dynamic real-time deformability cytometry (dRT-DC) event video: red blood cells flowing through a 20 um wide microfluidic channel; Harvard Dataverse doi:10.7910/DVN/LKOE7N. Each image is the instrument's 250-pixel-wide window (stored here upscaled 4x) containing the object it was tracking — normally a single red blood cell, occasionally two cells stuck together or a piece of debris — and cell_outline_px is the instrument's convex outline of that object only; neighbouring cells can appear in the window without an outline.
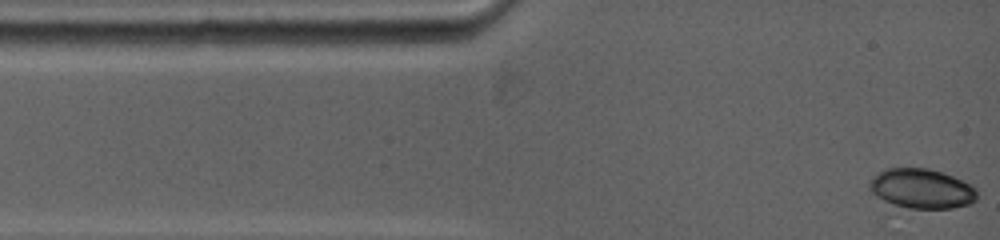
{"species": "common noctule bat (a hibernating species)", "species_latin": "Nyctalus noctula", "temperature_condition": "warm", "stored_images_in_passage": 46, "camera_frame_rate_fps": 5000, "um_per_image_px": 0.085, "animal": {"sex": "female", "body_mass_g": 19.0, "forearm_length_mm": 53.3}, "frame": {"image": 1, "passage_image": 1, "time_ms": 0.0, "image_size_px": [1000, 240], "cell_outline_px": [[976, 200], [968, 204], [952, 208], [908, 208], [884, 200], [876, 196], [868, 188], [868, 184], [880, 172], [888, 168], [928, 168], [952, 176], [976, 188]], "centroid_in_image_um": [78.34, 16.03], "position_along_channel_um": 6.7, "area_um2": 24.33}}
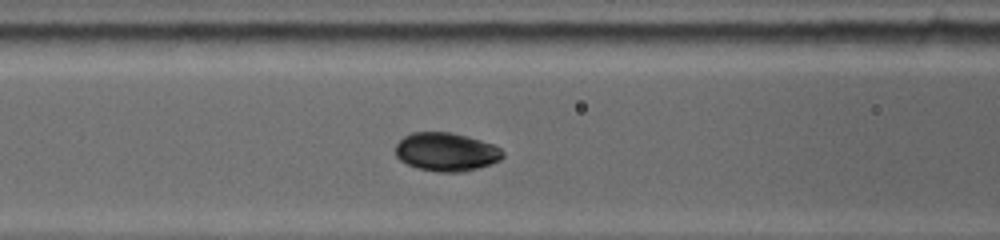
{"frame": {"image": 2, "passage_image": 20, "time_ms": 4.4, "image_size_px": [1000, 240], "cell_outline_px": [[504, 156], [500, 160], [492, 164], [464, 172], [440, 172], [420, 168], [408, 164], [400, 160], [396, 156], [396, 144], [404, 136], [412, 132], [452, 132], [468, 136], [492, 144], [500, 148], [504, 152]], "centroid_in_image_um": [37.95, 12.9], "position_along_channel_um": 128.6, "area_um2": 24.1}}
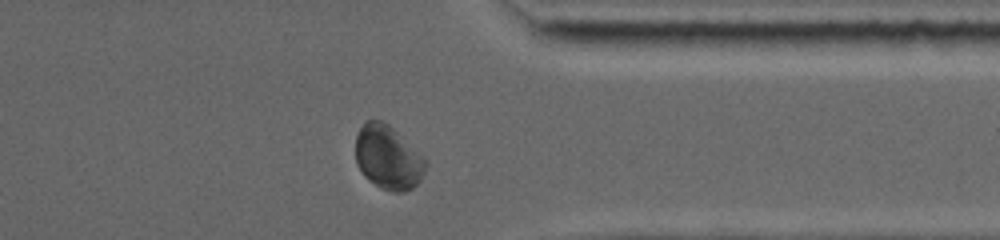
{"frame": {"image": 3, "passage_image": 40, "time_ms": 11.0, "image_size_px": [1000, 240], "cell_outline_px": [[424, 172], [420, 180], [412, 188], [404, 192], [392, 192], [380, 188], [360, 168], [356, 160], [356, 136], [360, 128], [368, 120], [380, 120], [388, 124], [424, 156]], "centroid_in_image_um": [32.99, 13.38], "position_along_channel_um": 378.4, "area_um2": 25.43}}